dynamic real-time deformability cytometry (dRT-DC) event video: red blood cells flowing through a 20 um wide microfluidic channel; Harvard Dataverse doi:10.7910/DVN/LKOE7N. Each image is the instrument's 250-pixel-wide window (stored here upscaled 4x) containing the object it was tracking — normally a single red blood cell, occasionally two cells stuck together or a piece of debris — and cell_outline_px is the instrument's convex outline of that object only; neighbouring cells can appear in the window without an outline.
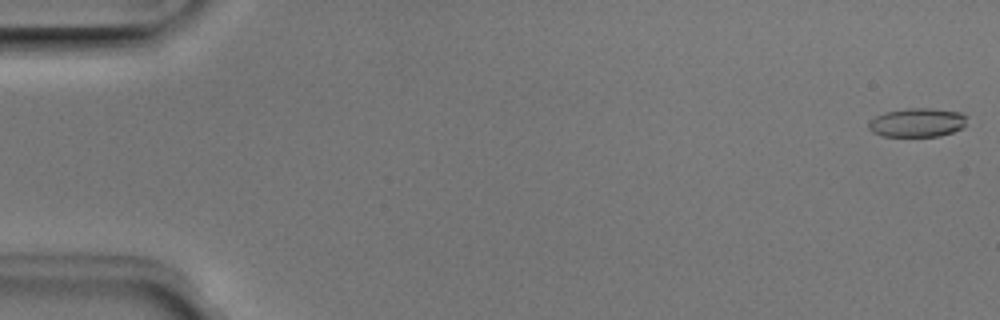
{"species": "Egyptian fruit bat (a non-hibernating species)", "species_latin": "Rousettus aegyptiacus", "temperature_condition": "room temperature", "stored_images_in_passage": 3, "camera_frame_rate_fps": 3000, "um_per_image_px": 0.085, "animal": {"sex": "male"}, "frame": {"image": 1, "passage_image": 1, "time_ms": 0.0, "image_size_px": [1000, 320], "cell_outline_px": [[968, 116], [964, 128], [940, 136], [884, 136], [872, 132], [868, 128], [868, 120], [884, 112], [908, 108], [932, 108], [960, 112]], "centroid_in_image_um": [77.98, 10.41], "position_along_channel_um": 7.0, "area_um2": 16.76}}